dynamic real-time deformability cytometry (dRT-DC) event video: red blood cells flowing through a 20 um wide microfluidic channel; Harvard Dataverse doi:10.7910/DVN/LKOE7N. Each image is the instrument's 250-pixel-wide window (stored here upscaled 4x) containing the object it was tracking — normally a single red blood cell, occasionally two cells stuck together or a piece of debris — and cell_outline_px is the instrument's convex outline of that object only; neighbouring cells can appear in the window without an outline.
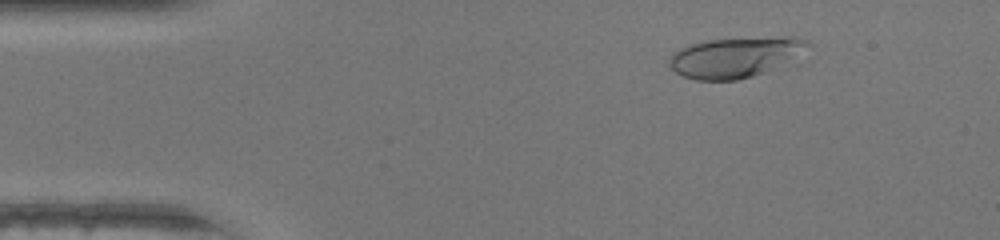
{"species": "human", "species_latin": "Homo sapiens", "temperature_condition": "warm", "stored_images_in_passage": 46, "camera_frame_rate_fps": 3000, "um_per_image_px": 0.085, "donor": {"sex": "female"}, "frame": {"image": 1, "passage_image": 6, "time_ms": 1.667, "image_size_px": [1000, 240], "cell_outline_px": [[812, 44], [764, 72], [752, 76], [736, 80], [696, 80], [684, 76], [676, 72], [668, 64], [668, 60], [680, 48], [692, 44], [708, 40], [784, 36], [792, 36], [808, 40]], "centroid_in_image_um": [62.42, 4.85], "position_along_channel_um": 22.6, "area_um2": 31.56}}
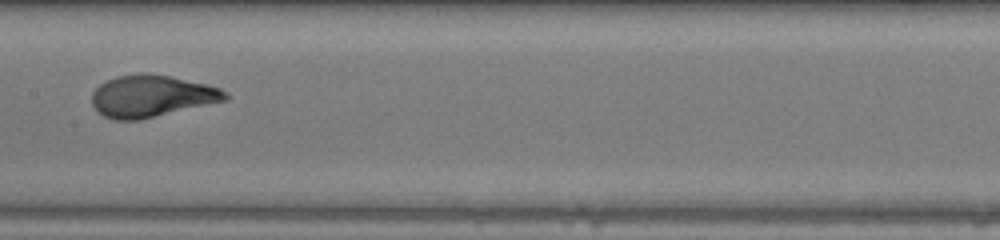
{"frame": {"image": 2, "passage_image": 23, "time_ms": 7.333, "image_size_px": [1000, 240], "cell_outline_px": [[228, 100], [140, 120], [116, 120], [104, 116], [96, 112], [92, 104], [92, 92], [100, 84], [116, 76], [140, 72], [144, 72], [172, 76], [208, 84], [220, 88], [228, 92]], "centroid_in_image_um": [12.89, 8.16], "position_along_channel_um": 194.5, "area_um2": 33.0}}
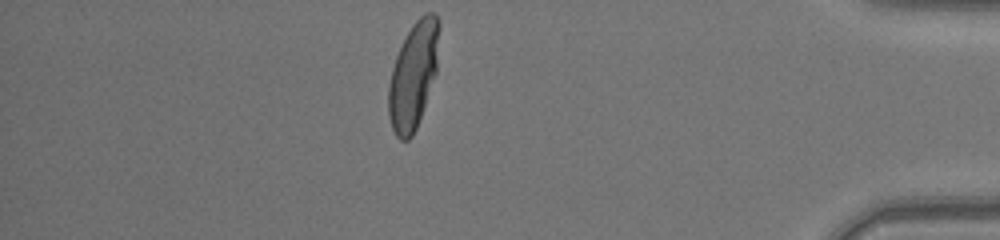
{"frame": {"image": 3, "passage_image": 40, "time_ms": 13.0, "image_size_px": [1000, 240], "cell_outline_px": [[440, 28], [436, 72], [416, 128], [412, 136], [408, 140], [400, 140], [396, 136], [392, 128], [388, 116], [388, 84], [392, 68], [396, 56], [412, 24], [424, 12], [432, 12], [440, 20]], "centroid_in_image_um": [35.13, 6.38], "position_along_channel_um": 400.1, "area_um2": 31.33}, "authors_computed_cell_mechanics": {"area_um2": 31.5588, "velocity_mm_per_s": 4.4207, "shape_relaxation_time_tau1_ms": 4.6952, "shape_relaxation_time_tau2_ms": null, "deformation_change_tau1": 0.2264, "deformation_change_tau2": null}}